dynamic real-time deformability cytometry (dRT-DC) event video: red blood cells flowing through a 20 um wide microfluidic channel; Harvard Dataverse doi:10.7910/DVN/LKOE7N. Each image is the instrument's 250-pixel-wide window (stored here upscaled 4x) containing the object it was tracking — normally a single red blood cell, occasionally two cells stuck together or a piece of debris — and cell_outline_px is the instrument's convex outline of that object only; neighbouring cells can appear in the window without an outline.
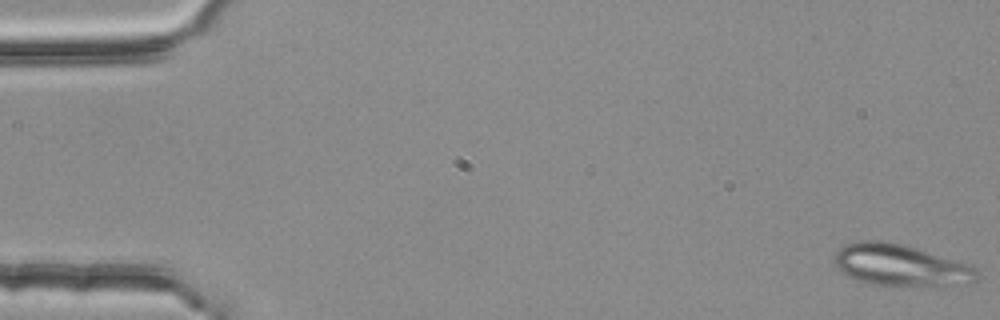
{"species": "common noctule bat (a hibernating species)", "species_latin": "Nyctalus noctula", "temperature_condition": "room temperature", "stored_images_in_passage": 53, "camera_frame_rate_fps": 3000, "um_per_image_px": 0.085, "animal": {"sex": "female", "body_mass_g": 25.1}, "frame": {"image": 1, "passage_image": 1, "time_ms": 0.0, "image_size_px": [1000, 320], "cell_outline_px": [[980, 276], [972, 284], [872, 284], [848, 276], [840, 272], [832, 264], [832, 256], [844, 244], [860, 240], [880, 240], [900, 244], [916, 248], [972, 264], [980, 272]], "centroid_in_image_um": [76.53, 22.51], "position_along_channel_um": 8.5, "area_um2": 34.45}}
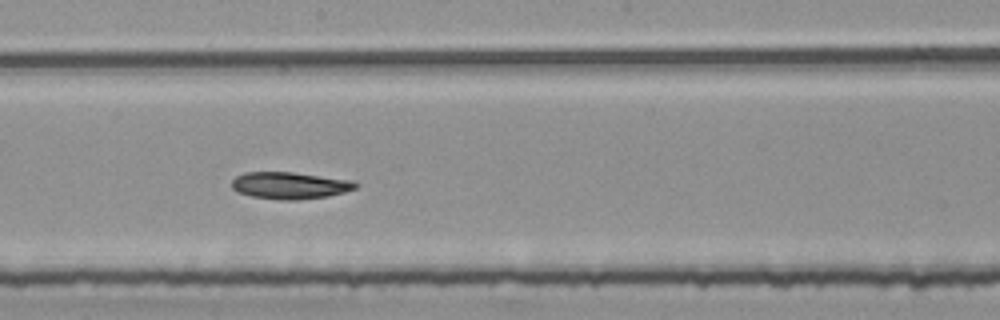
{"frame": {"image": 2, "passage_image": 30, "time_ms": 9.667, "image_size_px": [1000, 320], "cell_outline_px": [[360, 184], [356, 188], [344, 192], [328, 196], [296, 200], [280, 200], [252, 196], [236, 192], [232, 188], [232, 180], [236, 176], [244, 172], [292, 172], [356, 180]], "centroid_in_image_um": [24.67, 15.76], "position_along_channel_um": 223.5, "area_um2": 19.65}}
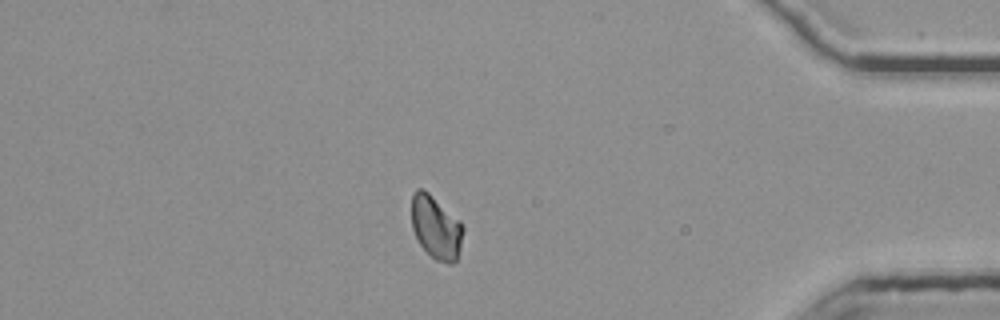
{"frame": {"image": 3, "passage_image": 47, "time_ms": 15.333, "image_size_px": [1000, 320], "cell_outline_px": [[464, 232], [460, 248], [456, 260], [452, 264], [448, 264], [436, 260], [420, 244], [412, 228], [412, 192], [416, 188], [424, 188], [460, 220], [464, 228]], "centroid_in_image_um": [37.07, 19.3], "position_along_channel_um": 398.1, "area_um2": 19.07}}